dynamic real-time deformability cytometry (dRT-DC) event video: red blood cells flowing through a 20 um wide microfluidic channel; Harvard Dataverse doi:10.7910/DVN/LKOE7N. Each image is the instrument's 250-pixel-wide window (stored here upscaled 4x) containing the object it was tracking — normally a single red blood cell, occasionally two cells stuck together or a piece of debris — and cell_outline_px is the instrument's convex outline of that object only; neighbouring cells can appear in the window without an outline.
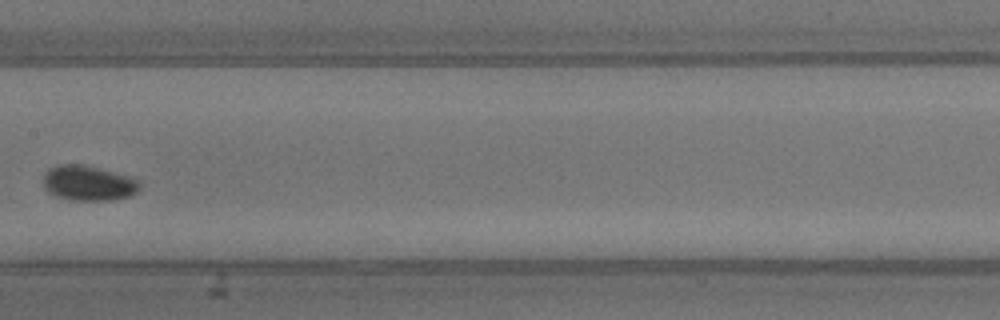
{"species": "common noctule bat (a hibernating species)", "species_latin": "Nyctalus noctula", "temperature_condition": "warm", "stored_images_in_passage": 34, "segment_of_instrument_passage": [2, 2], "camera_frame_rate_fps": 3000, "um_per_image_px": 0.085, "animal": {"sex": "male", "body_mass_g": 13.3}, "frame": {"image": 1, "passage_image": 18, "time_ms": 5.667, "image_size_px": [1000, 320], "cell_outline_px": [[140, 188], [136, 192], [128, 196], [108, 200], [72, 200], [56, 196], [48, 192], [44, 188], [44, 176], [48, 168], [60, 164], [84, 164], [112, 172], [136, 180], [140, 184]], "centroid_in_image_um": [7.44, 15.56], "position_along_channel_um": 200.0, "area_um2": 19.36}}